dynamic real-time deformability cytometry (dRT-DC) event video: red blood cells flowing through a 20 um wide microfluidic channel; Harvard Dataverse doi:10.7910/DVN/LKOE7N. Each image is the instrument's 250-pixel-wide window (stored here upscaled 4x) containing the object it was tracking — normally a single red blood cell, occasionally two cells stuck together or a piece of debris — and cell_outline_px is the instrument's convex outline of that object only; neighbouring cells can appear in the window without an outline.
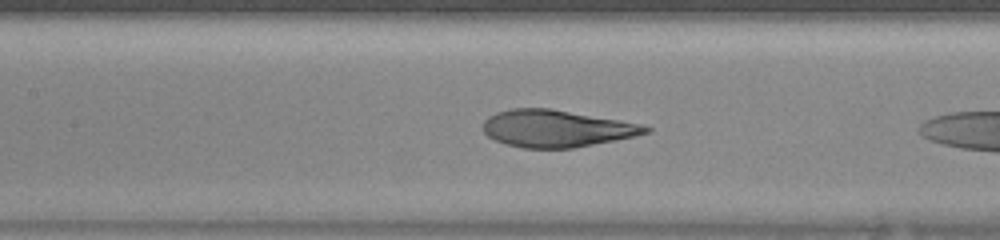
{"species": "human", "species_latin": "Homo sapiens", "temperature_condition": "warm", "stored_images_in_passage": 17, "camera_frame_rate_fps": 3000, "um_per_image_px": 0.085, "donor": {"sex": "female"}, "frame": {"image": 1, "passage_image": 15, "time_ms": 4.667, "image_size_px": [1000, 240], "cell_outline_px": [[652, 132], [636, 136], [572, 148], [524, 148], [508, 144], [496, 140], [488, 136], [484, 132], [484, 120], [488, 116], [496, 112], [512, 108], [552, 108], [644, 124], [652, 128]], "centroid_in_image_um": [47.34, 10.91], "position_along_channel_um": 160.1, "area_um2": 35.2}}